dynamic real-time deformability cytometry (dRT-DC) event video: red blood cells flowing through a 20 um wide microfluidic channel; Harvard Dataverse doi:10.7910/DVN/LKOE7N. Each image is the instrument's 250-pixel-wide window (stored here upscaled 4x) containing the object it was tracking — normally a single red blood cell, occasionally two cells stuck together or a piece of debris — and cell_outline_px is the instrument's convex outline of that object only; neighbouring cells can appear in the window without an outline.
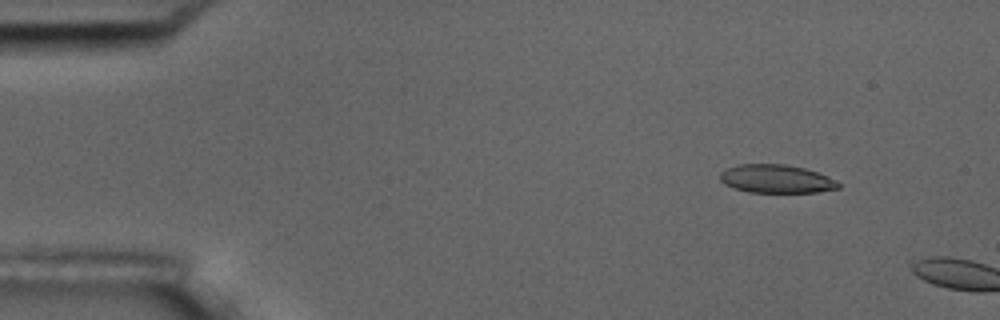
{"species": "common noctule bat (a hibernating species)", "species_latin": "Nyctalus noctula", "temperature_condition": "room temperature", "stored_images_in_passage": 3, "camera_frame_rate_fps": 3000, "um_per_image_px": 0.085, "animal": {"sex": "male", "body_mass_g": 17.5, "forearm_length_mm": 52.3}, "frame": {"image": 1, "passage_image": 2, "time_ms": 1.333, "image_size_px": [1000, 320], "cell_outline_px": [[840, 188], [816, 192], [748, 192], [732, 188], [724, 184], [720, 180], [720, 172], [736, 164], [784, 164], [804, 168], [816, 172], [840, 184]], "centroid_in_image_um": [65.91, 15.2], "position_along_channel_um": 19.1, "area_um2": 19.36}}